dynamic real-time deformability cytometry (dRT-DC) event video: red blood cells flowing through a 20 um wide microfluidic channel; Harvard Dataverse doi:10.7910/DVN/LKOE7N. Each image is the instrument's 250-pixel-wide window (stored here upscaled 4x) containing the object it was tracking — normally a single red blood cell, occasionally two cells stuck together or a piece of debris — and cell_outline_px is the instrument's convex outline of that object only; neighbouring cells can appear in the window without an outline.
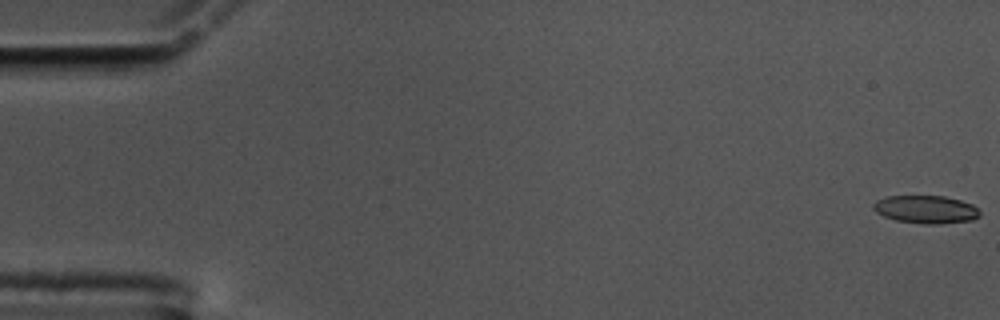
{"species": "common noctule bat (a hibernating species)", "species_latin": "Nyctalus noctula", "temperature_condition": "cold", "stored_images_in_passage": 59, "camera_frame_rate_fps": 3000, "um_per_image_px": 0.085, "animal": {"sex": "male", "body_mass_g": 17.5, "forearm_length_mm": 52.3}, "frame": {"image": 1, "passage_image": 1, "time_ms": 0.0, "image_size_px": [1000, 320], "cell_outline_px": [[980, 216], [972, 220], [936, 224], [924, 224], [896, 220], [884, 216], [876, 212], [872, 208], [872, 204], [876, 200], [884, 196], [944, 196], [960, 200], [972, 204], [980, 212]], "centroid_in_image_um": [78.67, 17.79], "position_along_channel_um": 6.3, "area_um2": 17.34}}
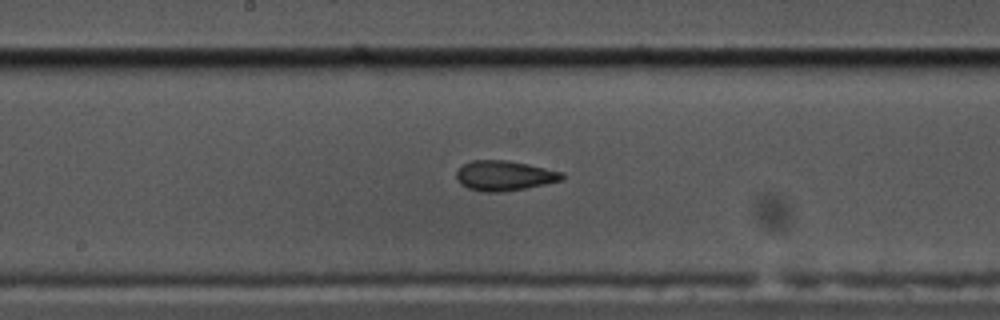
{"frame": {"image": 2, "passage_image": 31, "time_ms": 10.0, "image_size_px": [1000, 320], "cell_outline_px": [[564, 180], [524, 188], [500, 192], [484, 192], [468, 188], [460, 184], [456, 180], [456, 172], [464, 164], [472, 160], [504, 160], [528, 164], [564, 172]], "centroid_in_image_um": [42.87, 14.93], "position_along_channel_um": 205.3, "area_um2": 18.44}}
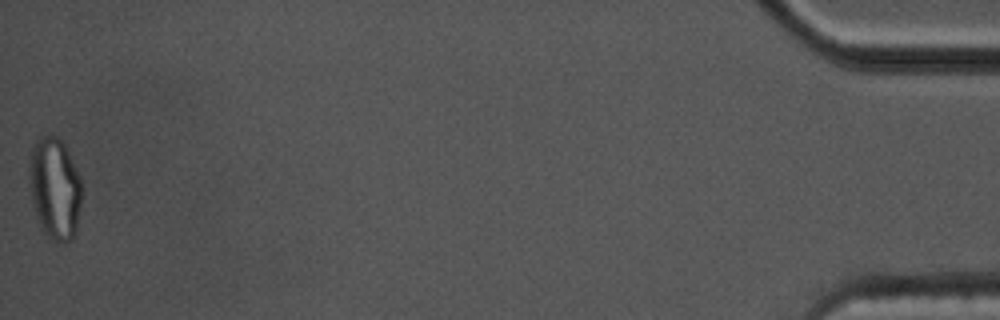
{"frame": {"image": 3, "passage_image": 59, "time_ms": 19.333, "image_size_px": [1000, 320], "cell_outline_px": [[80, 204], [76, 232], [72, 240], [56, 240], [48, 236], [40, 228], [32, 204], [28, 176], [28, 168], [32, 148], [36, 140], [40, 136], [48, 132], [56, 136], [64, 144], [80, 176]], "centroid_in_image_um": [4.62, 15.96], "position_along_channel_um": 430.6, "area_um2": 31.21}, "authors_computed_cell_mechanics": {"area_um2": 18.3226, "velocity_mm_per_s": 3.4565, "shape_relaxation_time_tau1_ms": null, "shape_relaxation_time_tau2_ms": 2.3601, "deformation_change_tau1": null, "deformation_change_tau2": 0.0952}}